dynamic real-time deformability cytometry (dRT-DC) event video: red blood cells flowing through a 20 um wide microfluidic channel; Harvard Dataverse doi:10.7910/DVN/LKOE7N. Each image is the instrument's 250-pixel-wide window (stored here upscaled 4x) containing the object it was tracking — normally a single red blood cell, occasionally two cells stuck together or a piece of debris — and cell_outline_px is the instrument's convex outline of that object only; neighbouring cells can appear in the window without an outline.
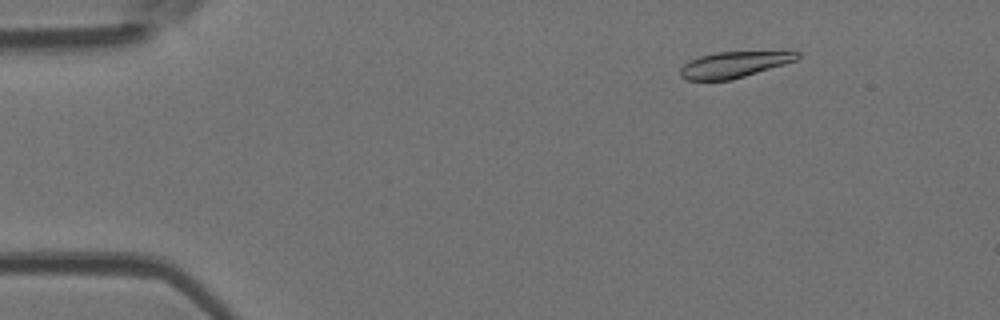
{"species": "Egyptian fruit bat (a non-hibernating species)", "species_latin": "Rousettus aegyptiacus", "temperature_condition": "room temperature", "stored_images_in_passage": 50, "camera_frame_rate_fps": 3000, "um_per_image_px": 0.085, "animal": {"sex": "female"}, "frame": {"image": 1, "passage_image": 7, "time_ms": 2.0, "image_size_px": [1000, 320], "cell_outline_px": [[800, 56], [796, 60], [784, 64], [732, 80], [688, 80], [680, 76], [680, 68], [688, 60], [700, 56], [716, 52], [788, 48], [792, 48], [800, 52]], "centroid_in_image_um": [62.54, 5.42], "position_along_channel_um": 22.5, "area_um2": 18.79}}
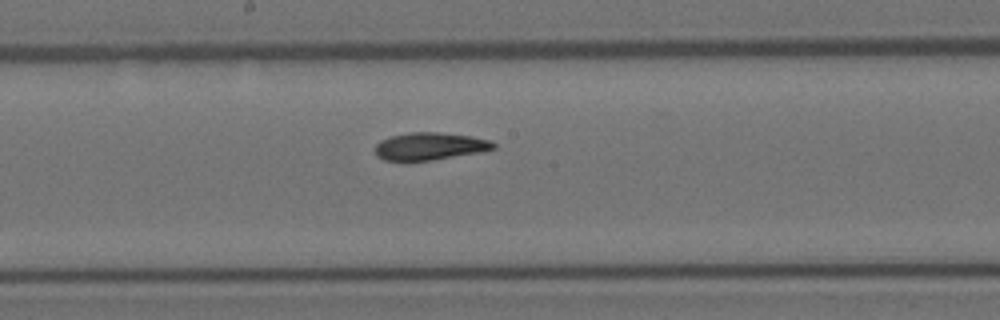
{"frame": {"image": 2, "passage_image": 27, "time_ms": 8.667, "image_size_px": [1000, 320], "cell_outline_px": [[496, 148], [484, 152], [432, 160], [384, 160], [376, 156], [376, 144], [380, 140], [392, 136], [408, 132], [436, 132], [472, 136], [492, 140], [496, 144]], "centroid_in_image_um": [36.59, 12.43], "position_along_channel_um": 211.6, "area_um2": 19.07}}
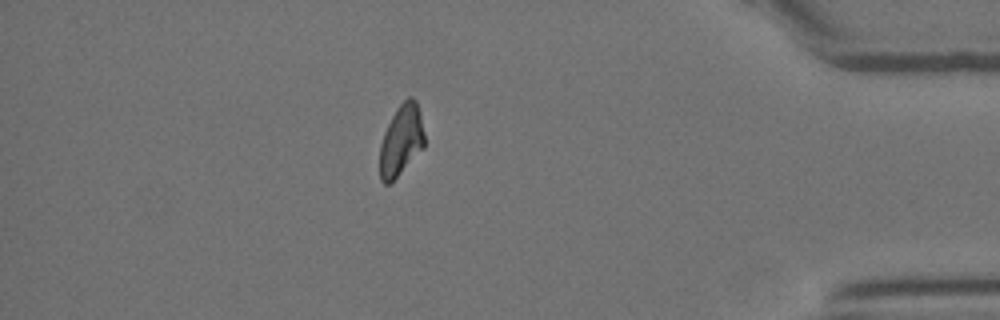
{"frame": {"image": 3, "passage_image": 44, "time_ms": 14.333, "image_size_px": [1000, 320], "cell_outline_px": [[424, 148], [388, 184], [384, 184], [380, 180], [380, 144], [384, 132], [396, 108], [408, 96], [412, 96], [416, 100], [420, 112], [424, 132]], "centroid_in_image_um": [34.11, 11.89], "position_along_channel_um": 401.1, "area_um2": 18.32}, "authors_computed_cell_mechanics": {"area_um2": 19.1029, "velocity_mm_per_s": 4.0466, "shape_relaxation_time_tau1_ms": 5.575, "shape_relaxation_time_tau2_ms": null, "deformation_change_tau1": 0.1952, "deformation_change_tau2": null}}